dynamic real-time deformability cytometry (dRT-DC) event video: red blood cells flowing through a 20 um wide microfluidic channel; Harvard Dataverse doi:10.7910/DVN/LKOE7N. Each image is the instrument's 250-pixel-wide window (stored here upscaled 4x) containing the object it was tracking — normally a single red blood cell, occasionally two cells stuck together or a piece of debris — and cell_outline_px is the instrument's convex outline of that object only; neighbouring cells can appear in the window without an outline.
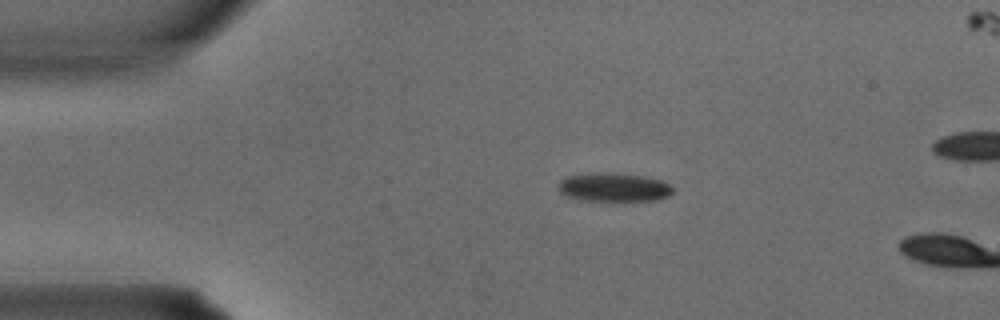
{"species": "common noctule bat (a hibernating species)", "species_latin": "Nyctalus noctula", "temperature_condition": "warm", "stored_images_in_passage": 4, "camera_frame_rate_fps": 3000, "um_per_image_px": 0.085, "animal": {"sex": "male", "body_mass_g": 15.6}, "frame": {"image": 1, "passage_image": 3, "time_ms": 0.667, "image_size_px": [1000, 320], "cell_outline_px": [[672, 192], [668, 196], [652, 200], [588, 200], [568, 196], [560, 192], [556, 184], [564, 176], [600, 172], [608, 172], [640, 176], [660, 180], [668, 184], [672, 188]], "centroid_in_image_um": [52.11, 15.9], "position_along_channel_um": 32.9, "area_um2": 18.79}}